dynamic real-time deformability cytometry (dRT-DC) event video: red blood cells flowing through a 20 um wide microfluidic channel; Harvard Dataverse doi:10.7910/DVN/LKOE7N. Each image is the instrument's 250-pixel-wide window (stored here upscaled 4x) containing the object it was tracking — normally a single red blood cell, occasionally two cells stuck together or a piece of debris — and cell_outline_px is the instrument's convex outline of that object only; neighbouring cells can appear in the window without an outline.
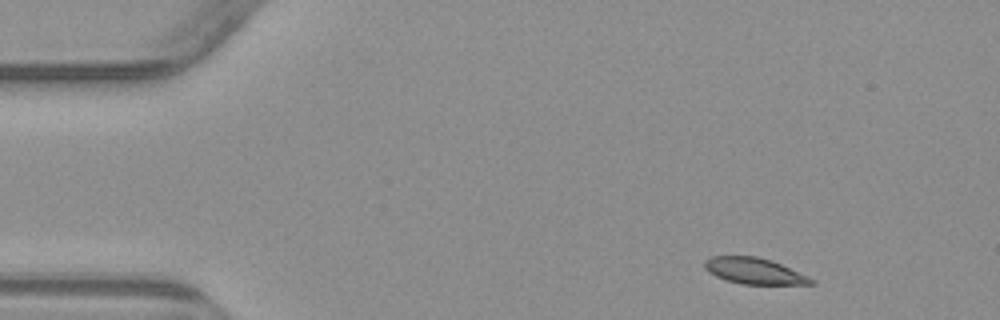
{"species": "common noctule bat (a hibernating species)", "species_latin": "Nyctalus noctula", "temperature_condition": "warm", "stored_images_in_passage": 4, "camera_frame_rate_fps": 3000, "um_per_image_px": 0.085, "animal": {"sex": "male", "body_mass_g": 23.1, "forearm_length_mm": 52.7}, "frame": {"image": 1, "passage_image": 1, "time_ms": 0.0, "image_size_px": [1000, 320], "cell_outline_px": [[816, 284], [740, 284], [716, 276], [708, 272], [704, 268], [704, 260], [712, 256], [756, 256], [780, 264], [808, 276], [816, 280]], "centroid_in_image_um": [64.09, 23.03], "position_along_channel_um": 20.9, "area_um2": 16.07}}
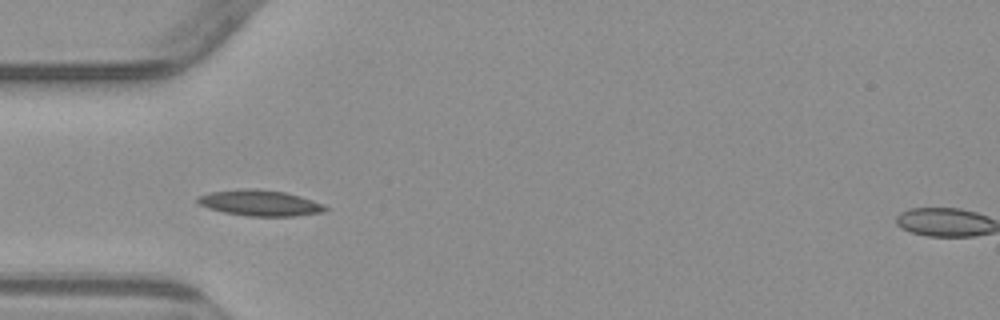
{"frame": {"image": 2, "passage_image": 3, "time_ms": 3.333, "image_size_px": [1000, 320], "cell_outline_px": [[328, 208], [324, 212], [292, 216], [248, 216], [224, 212], [208, 208], [200, 204], [196, 200], [196, 196], [212, 192], [244, 188], [256, 188], [284, 192], [300, 196], [324, 204]], "centroid_in_image_um": [22.09, 17.25], "position_along_channel_um": 62.9, "area_um2": 19.19}}
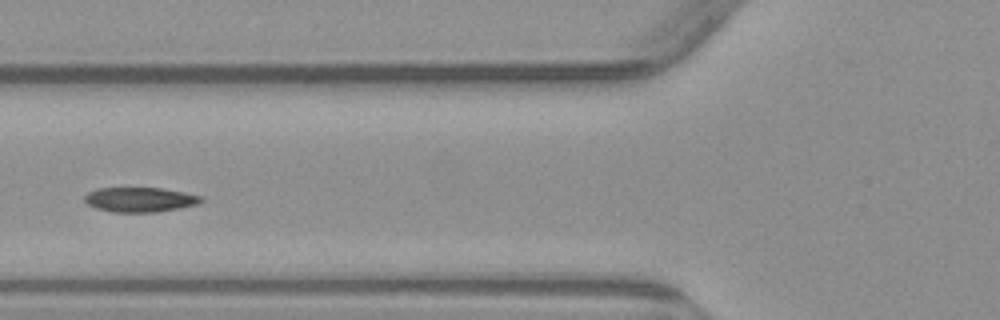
{"frame": {"image": 3, "passage_image": 4, "time_ms": 4.667, "image_size_px": [1000, 320], "cell_outline_px": [[204, 200], [200, 204], [180, 208], [156, 212], [112, 212], [96, 208], [88, 204], [84, 200], [84, 196], [88, 192], [100, 188], [160, 188], [184, 192], [200, 196]], "centroid_in_image_um": [11.91, 16.97], "position_along_channel_um": 113.9, "area_um2": 16.76}}